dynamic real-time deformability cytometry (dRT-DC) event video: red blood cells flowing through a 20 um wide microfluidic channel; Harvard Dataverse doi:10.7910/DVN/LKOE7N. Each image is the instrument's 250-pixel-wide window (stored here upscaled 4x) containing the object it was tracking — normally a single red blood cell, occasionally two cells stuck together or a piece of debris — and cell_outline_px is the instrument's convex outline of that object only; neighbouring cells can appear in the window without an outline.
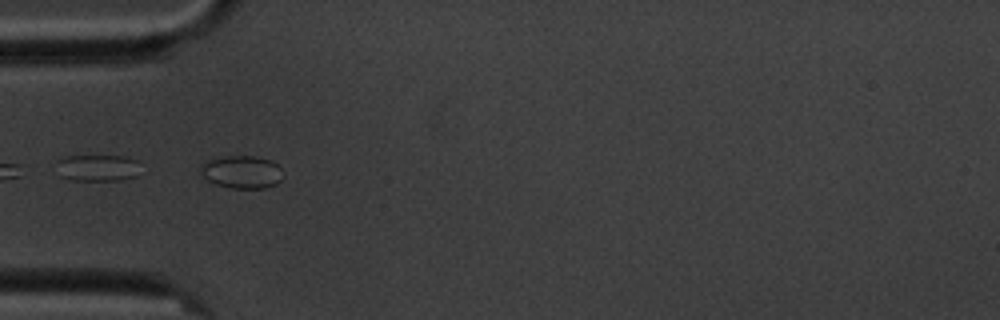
{"species": "common noctule bat (a hibernating species)", "species_latin": "Nyctalus noctula", "temperature_condition": "cold", "stored_images_in_passage": 11, "camera_frame_rate_fps": 3000, "um_per_image_px": 0.085, "animal": {"sex": "male", "body_mass_g": 20.1, "forearm_length_mm": 53.5}, "frame": {"image": 1, "passage_image": 5, "time_ms": 5.333, "image_size_px": [1000, 320], "cell_outline_px": [[284, 176], [276, 184], [264, 188], [232, 188], [216, 184], [208, 180], [200, 172], [200, 164], [212, 156], [256, 156], [268, 160], [276, 164], [280, 168]], "centroid_in_image_um": [20.51, 14.6], "position_along_channel_um": 64.5, "area_um2": 15.9}}
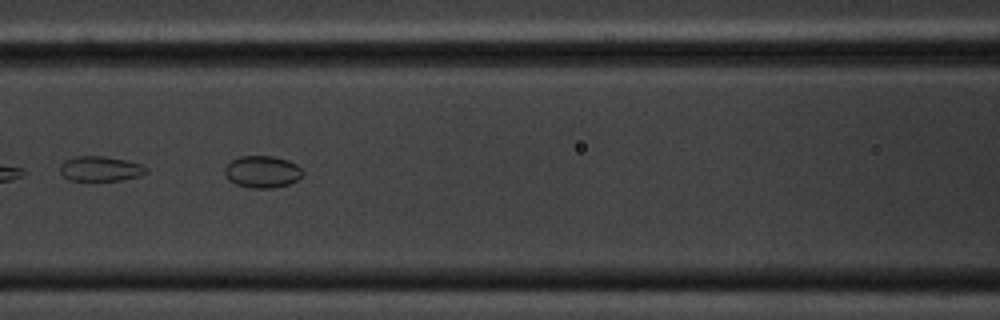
{"frame": {"image": 2, "passage_image": 7, "time_ms": 7.667, "image_size_px": [1000, 320], "cell_outline_px": [[304, 172], [296, 180], [288, 184], [272, 188], [252, 188], [236, 184], [228, 180], [224, 172], [224, 168], [232, 160], [240, 156], [272, 156], [288, 160], [296, 164]], "centroid_in_image_um": [22.27, 14.6], "position_along_channel_um": 144.3, "area_um2": 14.45}}
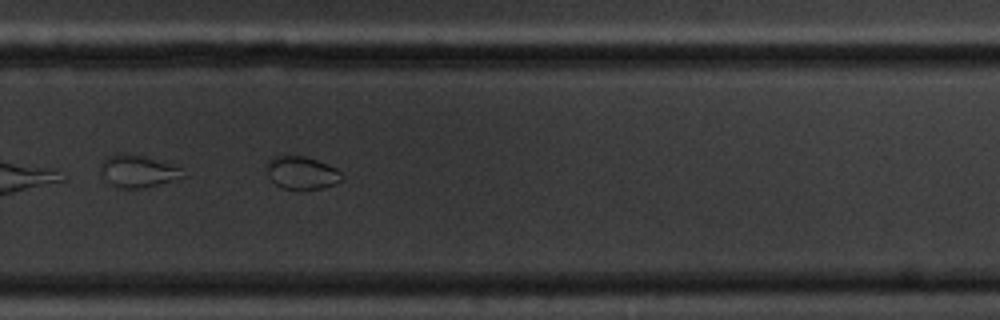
{"frame": {"image": 3, "passage_image": 11, "time_ms": 12.333, "image_size_px": [1000, 320], "cell_outline_px": [[344, 176], [336, 184], [324, 188], [280, 188], [268, 176], [264, 164], [272, 156], [280, 152], [284, 152], [304, 156], [316, 160], [336, 168]], "centroid_in_image_um": [25.56, 14.62], "position_along_channel_um": 304.2, "area_um2": 14.85}}